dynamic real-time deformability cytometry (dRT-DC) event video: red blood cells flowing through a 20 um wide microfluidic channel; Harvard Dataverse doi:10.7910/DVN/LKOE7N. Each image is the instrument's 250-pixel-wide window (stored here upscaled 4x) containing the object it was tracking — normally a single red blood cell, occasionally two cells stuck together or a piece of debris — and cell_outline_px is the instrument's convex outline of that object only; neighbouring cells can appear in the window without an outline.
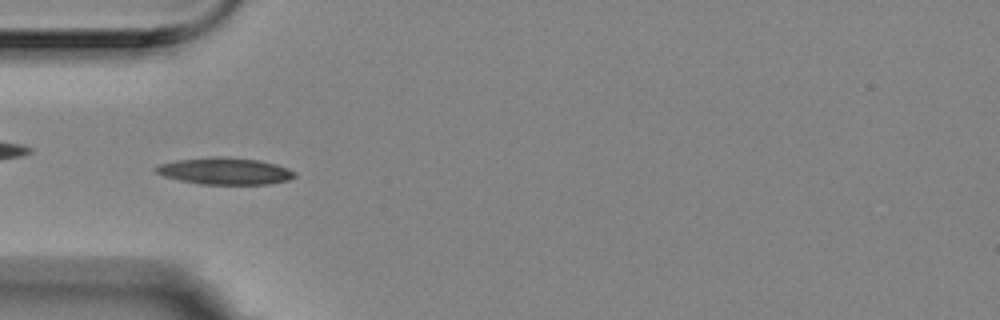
{"species": "Egyptian fruit bat (a non-hibernating species)", "species_latin": "Rousettus aegyptiacus", "temperature_condition": "room temperature", "stored_images_in_passage": 9, "camera_frame_rate_fps": 3000, "um_per_image_px": 0.085, "animal": {"sex": "female"}, "frame": {"image": 1, "passage_image": 4, "time_ms": 1.0, "image_size_px": [1000, 320], "cell_outline_px": [[296, 176], [288, 180], [268, 184], [200, 184], [180, 180], [164, 176], [156, 172], [152, 168], [156, 164], [176, 160], [208, 156], [224, 156], [260, 160], [276, 164], [288, 168], [296, 172]], "centroid_in_image_um": [19.09, 14.52], "position_along_channel_um": 65.9, "area_um2": 22.02}}
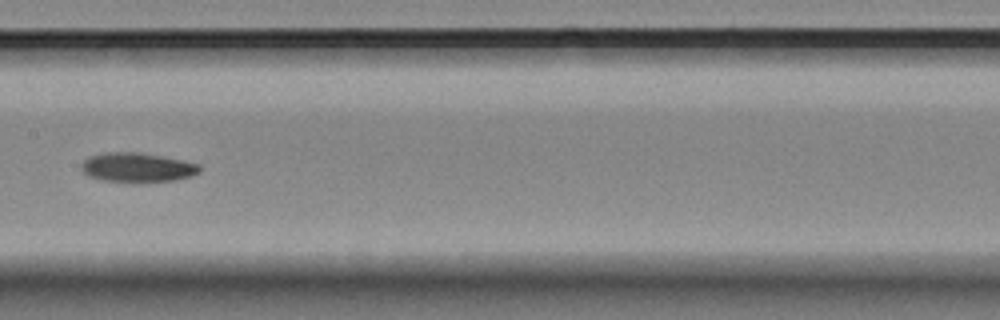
{"frame": {"image": 2, "passage_image": 7, "time_ms": 2.0, "image_size_px": [1000, 320], "cell_outline_px": [[200, 172], [192, 176], [176, 180], [136, 184], [104, 180], [88, 176], [80, 168], [80, 164], [88, 156], [104, 152], [140, 152], [200, 164]], "centroid_in_image_um": [11.65, 14.25], "position_along_channel_um": 195.8, "area_um2": 20.75}}
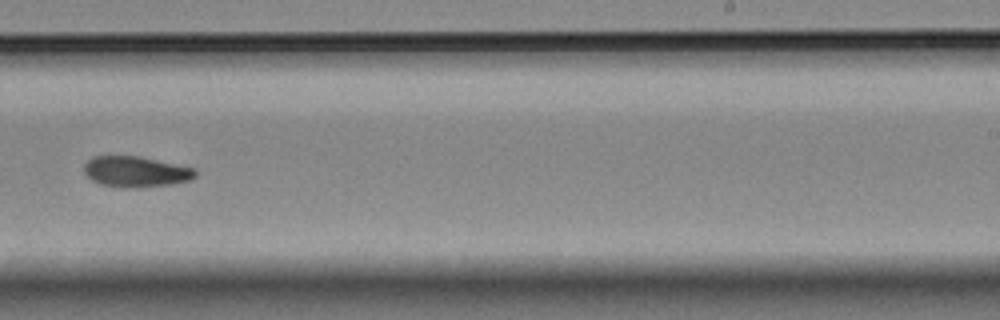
{"frame": {"image": 3, "passage_image": 9, "time_ms": 2.667, "image_size_px": [1000, 320], "cell_outline_px": [[196, 176], [188, 180], [172, 184], [136, 188], [128, 188], [104, 184], [92, 180], [84, 172], [84, 164], [92, 156], [140, 156], [196, 168]], "centroid_in_image_um": [11.56, 14.58], "position_along_channel_um": 277.4, "area_um2": 19.88}}